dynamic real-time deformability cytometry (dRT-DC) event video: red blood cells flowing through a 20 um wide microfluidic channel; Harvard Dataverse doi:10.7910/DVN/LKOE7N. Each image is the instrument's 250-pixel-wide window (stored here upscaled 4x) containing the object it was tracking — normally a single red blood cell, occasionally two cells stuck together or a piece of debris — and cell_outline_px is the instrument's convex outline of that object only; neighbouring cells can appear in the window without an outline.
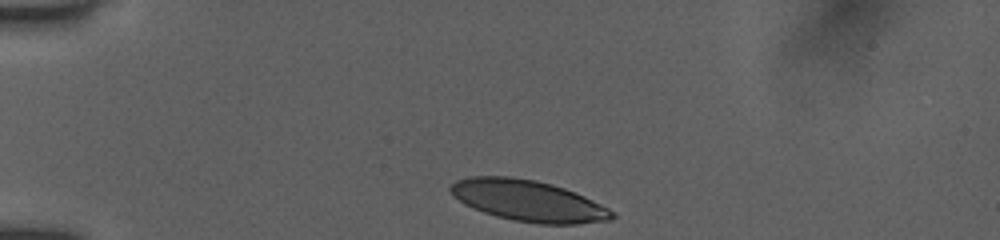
{"species": "human", "species_latin": "Homo sapiens", "temperature_condition": "room temperature", "stored_images_in_passage": 60, "camera_frame_rate_fps": 3000, "um_per_image_px": 0.085, "donor": {"sex": "female"}, "frame": {"image": 1, "passage_image": 1, "time_ms": 0.0, "image_size_px": [1000, 240], "cell_outline_px": [[616, 216], [612, 220], [576, 224], [540, 224], [512, 220], [496, 216], [472, 208], [464, 204], [452, 196], [448, 188], [456, 180], [468, 176], [508, 176], [536, 180], [552, 184], [564, 188], [584, 196], [608, 208]], "centroid_in_image_um": [44.86, 17.06], "position_along_channel_um": 40.1, "area_um2": 38.84}}
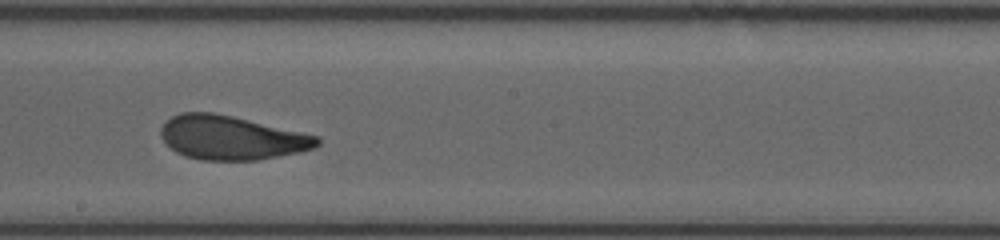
{"frame": {"image": 2, "passage_image": 33, "time_ms": 6.0, "image_size_px": [1000, 240], "cell_outline_px": [[320, 144], [316, 148], [300, 152], [256, 160], [200, 160], [184, 156], [176, 152], [160, 136], [160, 128], [164, 120], [180, 112], [212, 112], [232, 116], [320, 136]], "centroid_in_image_um": [19.66, 11.7], "position_along_channel_um": 228.5, "area_um2": 40.23}}
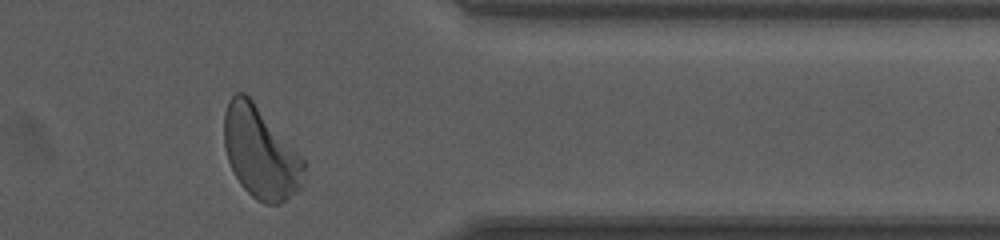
{"frame": {"image": 3, "passage_image": 56, "time_ms": 10.333, "image_size_px": [1000, 240], "cell_outline_px": [[304, 168], [300, 188], [280, 204], [264, 204], [256, 200], [240, 184], [228, 160], [224, 144], [224, 112], [228, 100], [236, 92], [244, 92], [252, 100], [304, 160]], "centroid_in_image_um": [22.1, 12.98], "position_along_channel_um": 389.3, "area_um2": 41.91}, "authors_computed_cell_mechanics": {"area_um2": 40.2866, "velocity_mm_per_s": 3.9555, "shape_relaxation_time_tau1_ms": 3.1299, "shape_relaxation_time_tau2_ms": 1.1849, "deformation_change_tau1": 0.1529, "deformation_change_tau2": 0.0816}}